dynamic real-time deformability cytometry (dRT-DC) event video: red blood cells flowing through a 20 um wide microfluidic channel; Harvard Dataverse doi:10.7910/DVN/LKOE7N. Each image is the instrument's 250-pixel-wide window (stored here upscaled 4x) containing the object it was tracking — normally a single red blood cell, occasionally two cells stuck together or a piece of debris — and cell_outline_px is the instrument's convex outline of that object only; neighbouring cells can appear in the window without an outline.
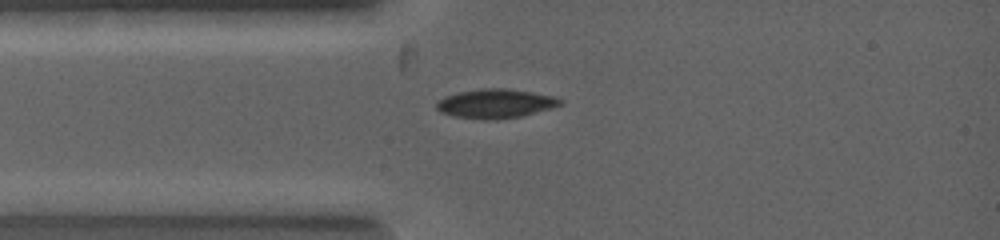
{"species": "common noctule bat (a hibernating species)", "species_latin": "Nyctalus noctula", "temperature_condition": "warm", "stored_images_in_passage": 2, "camera_frame_rate_fps": 5000, "um_per_image_px": 0.085, "animal": {"sex": "female", "body_mass_g": 19.0, "forearm_length_mm": 53.3}, "frame": {"image": 1, "passage_image": 2, "time_ms": 1.2, "image_size_px": [1000, 240], "cell_outline_px": [[564, 104], [552, 108], [524, 116], [496, 120], [480, 120], [452, 116], [440, 112], [436, 108], [436, 100], [460, 92], [484, 88], [504, 88], [532, 92], [552, 96], [560, 100]], "centroid_in_image_um": [42.11, 8.83], "position_along_channel_um": 42.9, "area_um2": 21.15}}